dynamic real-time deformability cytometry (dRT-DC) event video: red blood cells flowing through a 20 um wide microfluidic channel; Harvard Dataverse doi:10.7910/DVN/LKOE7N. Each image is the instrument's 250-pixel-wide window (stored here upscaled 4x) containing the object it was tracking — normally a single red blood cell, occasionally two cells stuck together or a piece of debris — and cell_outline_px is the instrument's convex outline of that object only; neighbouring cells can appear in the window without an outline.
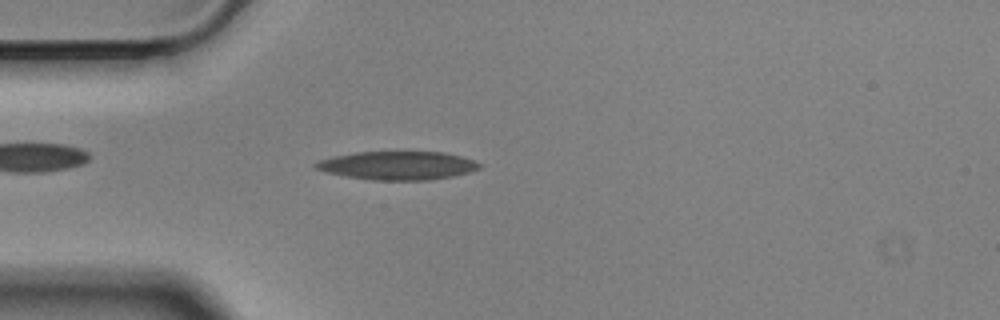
{"species": "Egyptian fruit bat (a non-hibernating species)", "species_latin": "Rousettus aegyptiacus", "temperature_condition": "cold", "stored_images_in_passage": 49, "camera_frame_rate_fps": 3000, "um_per_image_px": 0.085, "animal": {"sex": "male"}, "frame": {"image": 1, "passage_image": 8, "time_ms": 2.333, "image_size_px": [1000, 320], "cell_outline_px": [[480, 168], [468, 172], [452, 176], [428, 180], [372, 180], [348, 176], [328, 172], [316, 168], [312, 164], [320, 160], [332, 156], [356, 152], [444, 152], [460, 156], [472, 160], [480, 164]], "centroid_in_image_um": [33.78, 14.06], "position_along_channel_um": 51.2, "area_um2": 26.82}}
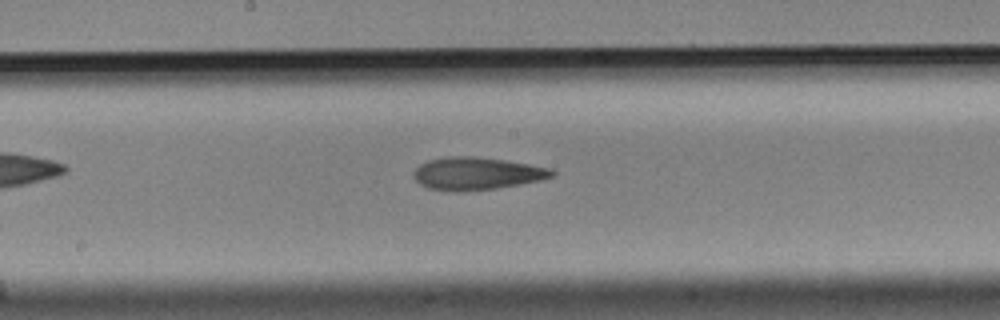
{"frame": {"image": 2, "passage_image": 22, "time_ms": 7.0, "image_size_px": [1000, 320], "cell_outline_px": [[556, 176], [540, 180], [496, 188], [456, 192], [452, 192], [428, 188], [420, 184], [412, 176], [412, 172], [420, 164], [428, 160], [448, 156], [472, 156], [504, 160], [552, 168], [556, 172]], "centroid_in_image_um": [40.5, 14.75], "position_along_channel_um": 207.7, "area_um2": 26.36}}
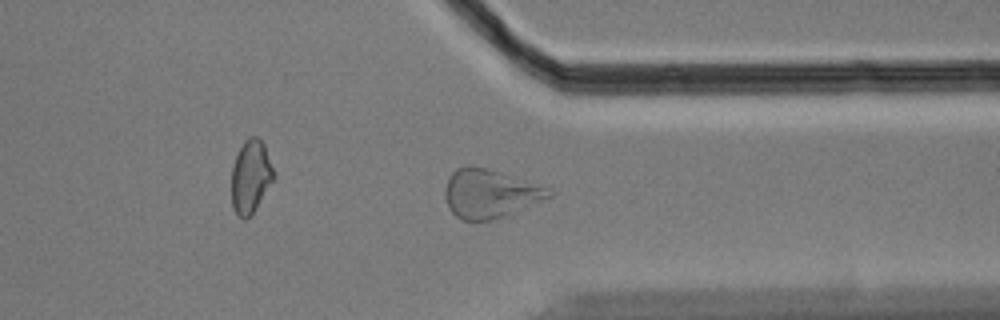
{"frame": {"image": 3, "passage_image": 36, "time_ms": 11.667, "image_size_px": [1000, 320], "cell_outline_px": [[552, 196], [492, 220], [460, 220], [448, 208], [444, 196], [444, 192], [448, 180], [452, 172], [456, 168], [468, 164], [472, 164], [548, 188], [552, 192]], "centroid_in_image_um": [41.55, 16.45], "position_along_channel_um": 369.8, "area_um2": 28.78}, "authors_computed_cell_mechanics": {"area_um2": 26.7036, "velocity_mm_per_s": 3.5107, "shape_relaxation_time_tau1_ms": null, "shape_relaxation_time_tau2_ms": 2.9303, "deformation_change_tau1": null, "deformation_change_tau2": 0.109}}